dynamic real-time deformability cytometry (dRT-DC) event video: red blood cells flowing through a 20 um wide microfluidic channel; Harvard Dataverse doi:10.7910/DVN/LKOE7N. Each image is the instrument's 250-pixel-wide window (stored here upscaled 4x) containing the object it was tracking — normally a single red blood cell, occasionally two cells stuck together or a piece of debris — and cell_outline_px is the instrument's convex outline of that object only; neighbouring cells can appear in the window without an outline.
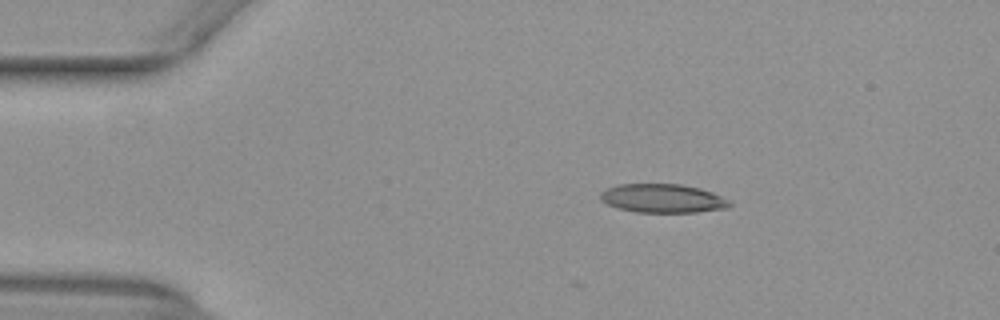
{"species": "common noctule bat (a hibernating species)", "species_latin": "Nyctalus noctula", "temperature_condition": "warm", "stored_images_in_passage": 22, "camera_frame_rate_fps": 3000, "um_per_image_px": 0.085, "animal": {"sex": "female", "body_mass_g": 29.2, "forearm_length_mm": 56.3}, "frame": {"image": 1, "passage_image": 1, "time_ms": 0.0, "image_size_px": [1000, 320], "cell_outline_px": [[732, 204], [728, 208], [696, 212], [636, 212], [616, 208], [600, 200], [600, 192], [616, 184], [684, 184], [700, 188], [712, 192], [732, 200]], "centroid_in_image_um": [56.35, 16.86], "position_along_channel_um": 28.6, "area_um2": 21.91}}
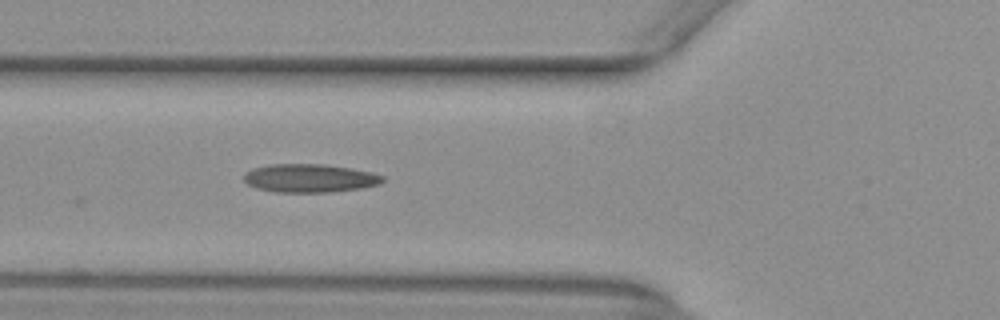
{"frame": {"image": 2, "passage_image": 11, "time_ms": 3.333, "image_size_px": [1000, 320], "cell_outline_px": [[384, 180], [380, 184], [364, 188], [332, 192], [276, 192], [256, 188], [248, 184], [244, 180], [244, 172], [252, 168], [272, 164], [324, 164], [372, 172], [384, 176]], "centroid_in_image_um": [26.33, 15.15], "position_along_channel_um": 99.5, "area_um2": 23.06}}
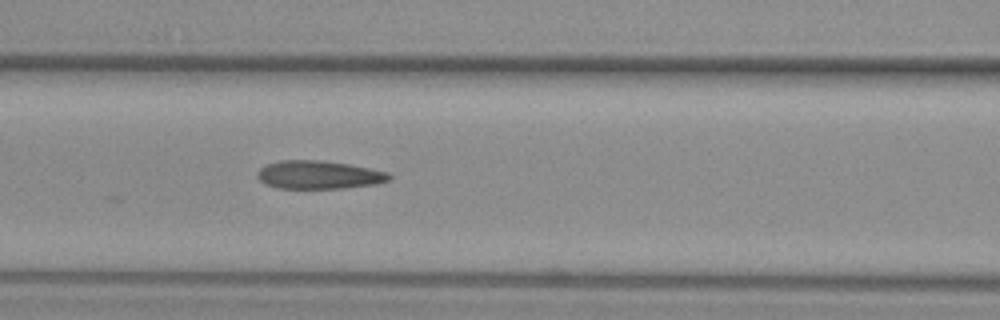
{"frame": {"image": 3, "passage_image": 14, "time_ms": 4.333, "image_size_px": [1000, 320], "cell_outline_px": [[392, 176], [388, 180], [376, 184], [344, 188], [276, 188], [264, 184], [256, 176], [256, 172], [260, 168], [268, 164], [280, 160], [320, 160], [348, 164], [388, 172]], "centroid_in_image_um": [27.06, 14.86], "position_along_channel_um": 139.5, "area_um2": 21.68}}